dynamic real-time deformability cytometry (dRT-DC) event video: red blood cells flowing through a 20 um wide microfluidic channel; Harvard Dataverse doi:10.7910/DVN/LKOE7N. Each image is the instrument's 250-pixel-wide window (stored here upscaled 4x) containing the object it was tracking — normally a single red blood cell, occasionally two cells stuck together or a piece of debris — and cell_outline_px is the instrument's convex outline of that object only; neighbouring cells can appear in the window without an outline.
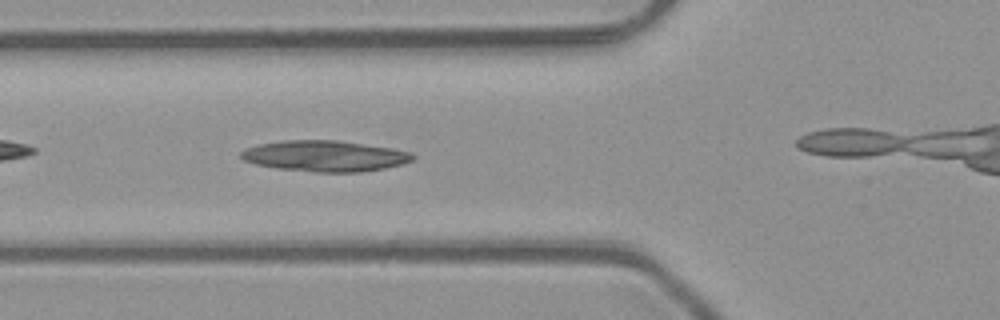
{"species": "common noctule bat (a hibernating species)", "species_latin": "Nyctalus noctula", "temperature_condition": "room temperature", "stored_images_in_passage": 26, "camera_frame_rate_fps": 3000, "um_per_image_px": 0.085, "animal": {"sex": "male", "body_mass_g": 23.1, "forearm_length_mm": 52.7}, "frame": {"image": 1, "passage_image": 5, "time_ms": 1.333, "image_size_px": [1000, 320], "cell_outline_px": [[416, 156], [412, 160], [400, 164], [384, 168], [360, 172], [316, 172], [276, 168], [256, 164], [244, 160], [240, 156], [240, 152], [248, 148], [260, 144], [284, 140], [336, 140], [392, 148], [412, 152]], "centroid_in_image_um": [27.62, 13.26], "position_along_channel_um": 98.2, "area_um2": 30.75}}
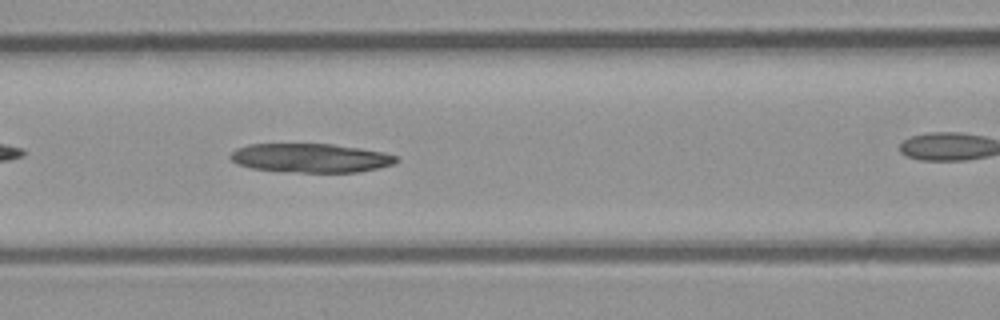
{"frame": {"image": 2, "passage_image": 8, "time_ms": 2.333, "image_size_px": [1000, 320], "cell_outline_px": [[400, 160], [392, 164], [376, 168], [356, 172], [280, 172], [252, 168], [240, 164], [232, 160], [228, 156], [236, 148], [248, 144], [332, 144], [360, 148], [384, 152], [400, 156]], "centroid_in_image_um": [26.41, 13.42], "position_along_channel_um": 140.2, "area_um2": 28.09}}